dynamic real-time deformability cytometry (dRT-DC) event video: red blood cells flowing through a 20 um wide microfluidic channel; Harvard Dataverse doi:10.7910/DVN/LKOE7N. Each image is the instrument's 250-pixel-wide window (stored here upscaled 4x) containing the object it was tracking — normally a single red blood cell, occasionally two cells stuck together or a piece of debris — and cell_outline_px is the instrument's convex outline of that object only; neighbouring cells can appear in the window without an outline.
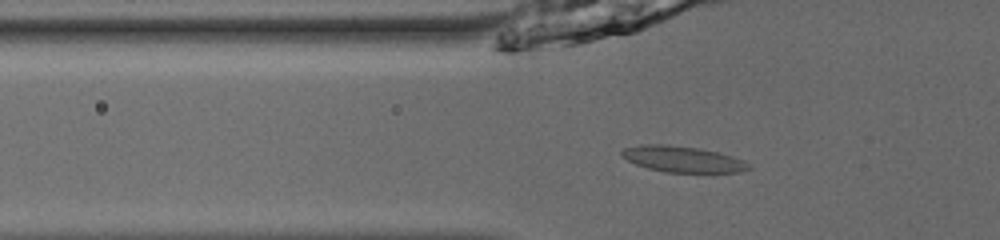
{"species": "common noctule bat (a hibernating species)", "species_latin": "Nyctalus noctula", "temperature_condition": "room temperature", "stored_images_in_passage": 54, "camera_frame_rate_fps": 3000, "um_per_image_px": 0.085, "animal": {"sex": "male", "body_mass_g": 13.0, "forearm_length_mm": 53.1}, "frame": {"image": 1, "passage_image": 20, "time_ms": 6.333, "image_size_px": [1000, 240], "cell_outline_px": [[752, 168], [740, 172], [664, 172], [648, 168], [636, 164], [620, 156], [620, 152], [624, 148], [640, 144], [668, 144], [700, 148], [720, 152], [744, 160]], "centroid_in_image_um": [58.01, 13.51], "position_along_channel_um": 67.8, "area_um2": 19.42}}
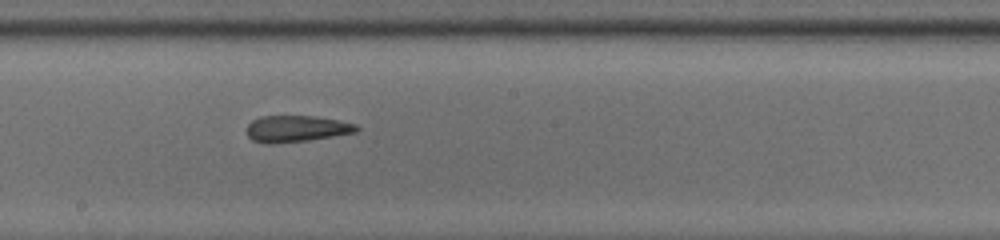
{"frame": {"image": 2, "passage_image": 32, "time_ms": 10.333, "image_size_px": [1000, 240], "cell_outline_px": [[360, 128], [356, 132], [308, 140], [272, 144], [264, 144], [252, 140], [248, 136], [248, 124], [252, 120], [260, 116], [316, 116], [340, 120], [356, 124]], "centroid_in_image_um": [25.19, 10.94], "position_along_channel_um": 223.0, "area_um2": 16.99}}
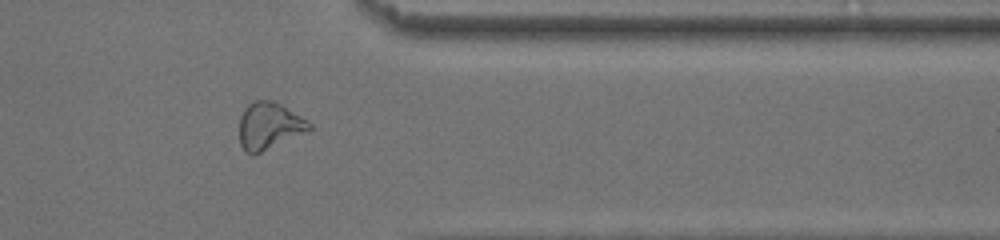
{"frame": {"image": 3, "passage_image": 45, "time_ms": 14.667, "image_size_px": [1000, 240], "cell_outline_px": [[312, 128], [308, 132], [252, 156], [244, 152], [240, 144], [240, 116], [244, 108], [252, 100], [272, 100], [280, 104], [308, 120], [312, 124]], "centroid_in_image_um": [22.88, 10.71], "position_along_channel_um": 388.5, "area_um2": 19.42}}